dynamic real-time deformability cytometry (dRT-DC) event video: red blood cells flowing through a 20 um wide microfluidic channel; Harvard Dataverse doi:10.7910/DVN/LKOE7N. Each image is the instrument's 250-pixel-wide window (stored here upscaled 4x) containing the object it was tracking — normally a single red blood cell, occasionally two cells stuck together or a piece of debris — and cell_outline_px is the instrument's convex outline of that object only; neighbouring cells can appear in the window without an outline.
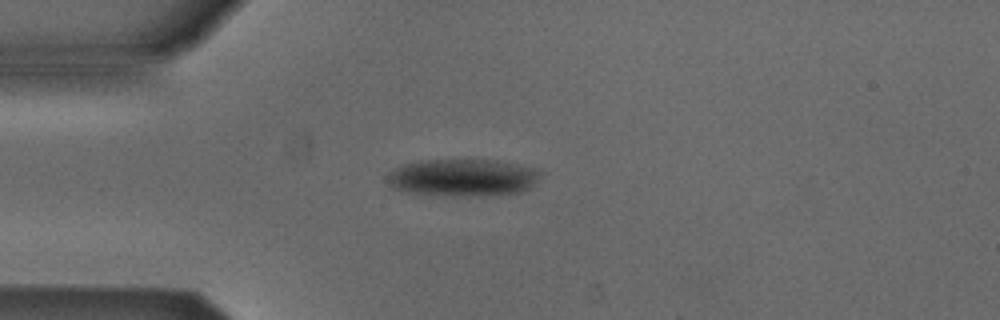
{"species": "Egyptian fruit bat (a non-hibernating species)", "species_latin": "Rousettus aegyptiacus", "temperature_condition": "cold", "stored_images_in_passage": 3, "camera_frame_rate_fps": 3000, "um_per_image_px": 0.085, "animal": {"sex": "male"}, "frame": {"image": 1, "passage_image": 3, "time_ms": 0.667, "image_size_px": [1000, 320], "cell_outline_px": [[540, 176], [528, 188], [520, 192], [468, 196], [452, 196], [408, 192], [392, 188], [384, 180], [388, 172], [404, 164], [428, 160], [496, 160], [516, 164], [540, 172]], "centroid_in_image_um": [39.23, 15.1], "position_along_channel_um": 45.8, "area_um2": 32.83}}